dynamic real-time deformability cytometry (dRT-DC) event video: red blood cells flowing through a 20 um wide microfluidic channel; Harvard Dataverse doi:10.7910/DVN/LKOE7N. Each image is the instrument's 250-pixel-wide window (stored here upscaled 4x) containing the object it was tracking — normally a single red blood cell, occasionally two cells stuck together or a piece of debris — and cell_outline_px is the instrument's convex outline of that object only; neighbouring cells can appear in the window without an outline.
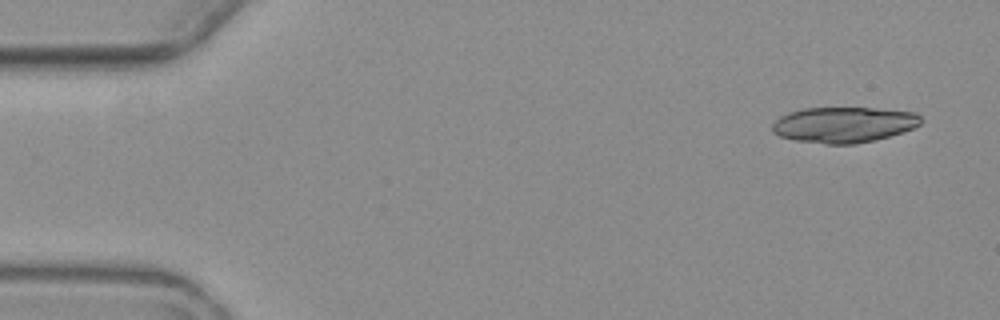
{"species": "common noctule bat (a hibernating species)", "species_latin": "Nyctalus noctula", "temperature_condition": "warm", "stored_images_in_passage": 4, "camera_frame_rate_fps": 3000, "um_per_image_px": 0.085, "animal": {"sex": "female", "body_mass_g": 19.3, "forearm_length_mm": 54.1}, "frame": {"image": 1, "passage_image": 1, "time_ms": 0.0, "image_size_px": [1000, 320], "cell_outline_px": [[920, 124], [912, 128], [876, 140], [856, 144], [824, 144], [796, 140], [780, 136], [772, 132], [772, 124], [780, 116], [788, 112], [804, 108], [872, 108], [916, 112], [920, 116]], "centroid_in_image_um": [71.69, 10.6], "position_along_channel_um": 13.3, "area_um2": 30.81}}